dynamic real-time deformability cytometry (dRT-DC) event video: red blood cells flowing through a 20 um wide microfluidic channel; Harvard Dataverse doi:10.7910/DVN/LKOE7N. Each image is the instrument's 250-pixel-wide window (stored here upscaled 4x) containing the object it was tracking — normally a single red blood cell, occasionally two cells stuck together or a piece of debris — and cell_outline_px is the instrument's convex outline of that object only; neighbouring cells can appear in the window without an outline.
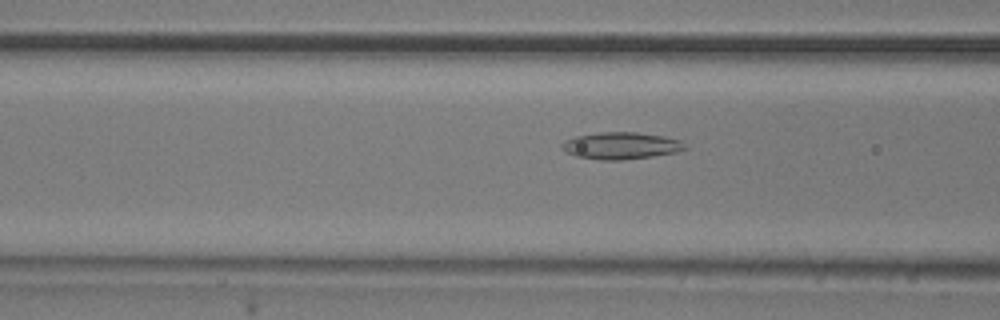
{"species": "common noctule bat (a hibernating species)", "species_latin": "Nyctalus noctula", "temperature_condition": "room temperature", "stored_images_in_passage": 32, "camera_frame_rate_fps": 3000, "um_per_image_px": 0.085, "animal": {"sex": "male", "body_mass_g": 20.5, "forearm_length_mm": 52.5}, "frame": {"image": 1, "passage_image": 16, "time_ms": 5.0, "image_size_px": [1000, 320], "cell_outline_px": [[688, 148], [676, 152], [652, 156], [620, 160], [600, 160], [576, 156], [560, 148], [560, 144], [564, 140], [576, 136], [600, 132], [636, 132], [664, 136], [680, 140]], "centroid_in_image_um": [52.76, 12.38], "position_along_channel_um": 113.8, "area_um2": 19.31}}
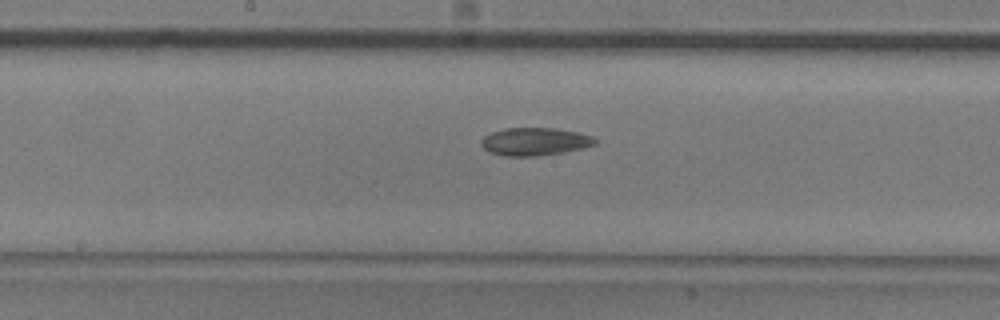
{"frame": {"image": 2, "passage_image": 23, "time_ms": 7.333, "image_size_px": [1000, 320], "cell_outline_px": [[596, 144], [564, 152], [536, 156], [504, 156], [492, 152], [484, 148], [480, 144], [480, 140], [484, 136], [492, 132], [504, 128], [556, 128], [580, 132], [592, 136], [596, 140]], "centroid_in_image_um": [45.45, 12.02], "position_along_channel_um": 202.7, "area_um2": 18.44}}
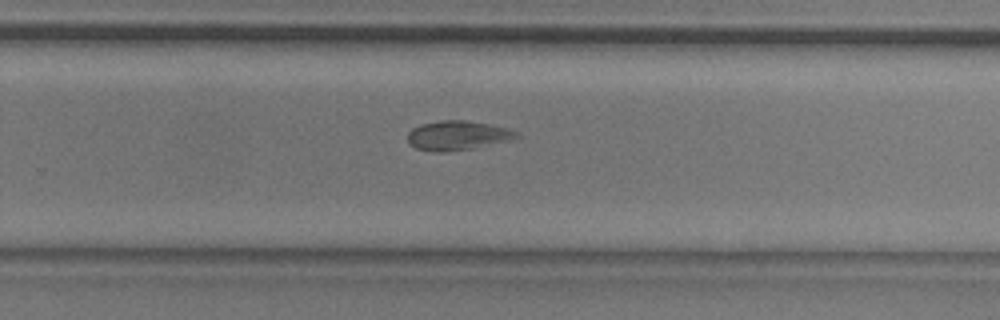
{"frame": {"image": 3, "passage_image": 30, "time_ms": 9.667, "image_size_px": [1000, 320], "cell_outline_px": [[520, 136], [516, 140], [476, 148], [448, 152], [432, 152], [416, 148], [408, 144], [408, 132], [412, 128], [420, 124], [440, 120], [464, 120], [488, 124], [504, 128], [516, 132]], "centroid_in_image_um": [38.88, 11.54], "position_along_channel_um": 290.9, "area_um2": 18.96}}